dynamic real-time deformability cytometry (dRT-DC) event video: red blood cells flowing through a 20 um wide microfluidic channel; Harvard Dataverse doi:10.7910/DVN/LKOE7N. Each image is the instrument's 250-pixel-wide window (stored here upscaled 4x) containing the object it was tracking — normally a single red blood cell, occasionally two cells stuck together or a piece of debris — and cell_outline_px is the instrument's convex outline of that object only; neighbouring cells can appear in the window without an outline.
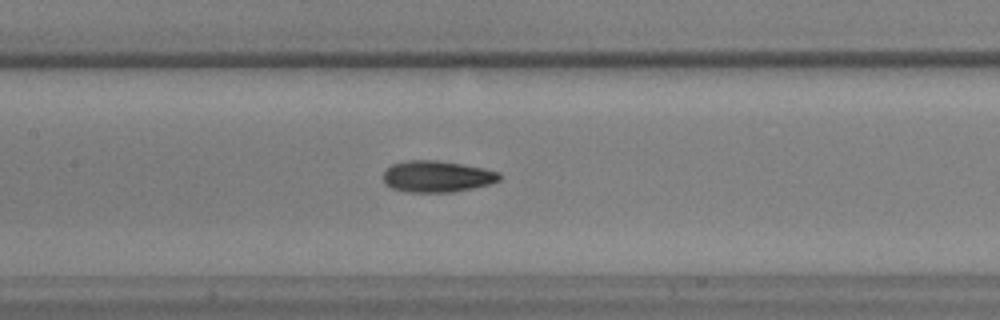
{"species": "common noctule bat (a hibernating species)", "species_latin": "Nyctalus noctula", "temperature_condition": "warm", "stored_images_in_passage": 45, "camera_frame_rate_fps": 3000, "um_per_image_px": 0.085, "animal": {"sex": "male", "body_mass_g": 17.9, "forearm_length_mm": 54.2}, "frame": {"image": 1, "passage_image": 19, "time_ms": 6.0, "image_size_px": [1000, 320], "cell_outline_px": [[504, 176], [500, 180], [492, 184], [452, 192], [404, 192], [392, 188], [384, 184], [384, 172], [392, 164], [404, 160], [436, 160], [484, 168], [500, 172]], "centroid_in_image_um": [37.17, 15.0], "position_along_channel_um": 170.2, "area_um2": 21.5}}
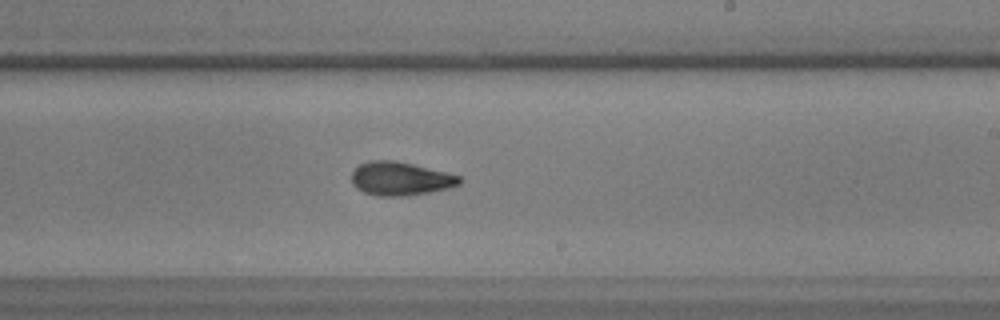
{"frame": {"image": 2, "passage_image": 25, "time_ms": 8.0, "image_size_px": [1000, 320], "cell_outline_px": [[464, 180], [460, 184], [448, 188], [428, 192], [404, 196], [376, 196], [364, 192], [356, 188], [352, 184], [352, 172], [360, 164], [368, 160], [396, 160], [448, 172], [460, 176]], "centroid_in_image_um": [34.04, 15.18], "position_along_channel_um": 255.0, "area_um2": 21.27}}
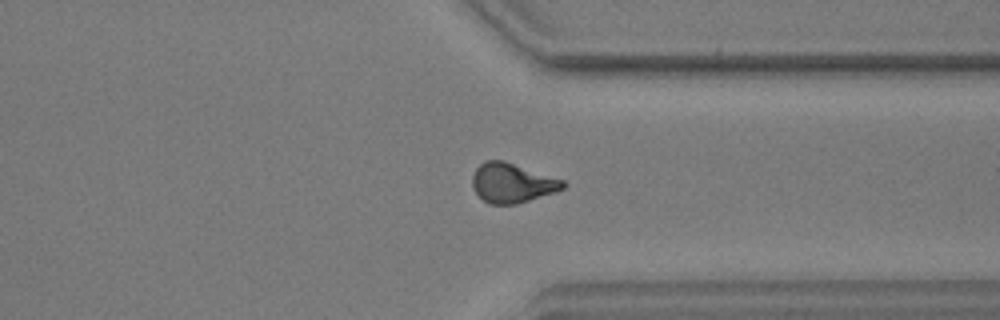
{"frame": {"image": 3, "passage_image": 33, "time_ms": 10.667, "image_size_px": [1000, 320], "cell_outline_px": [[568, 184], [564, 188], [556, 192], [516, 204], [488, 204], [472, 188], [472, 176], [476, 168], [484, 160], [504, 160], [564, 180]], "centroid_in_image_um": [43.54, 15.54], "position_along_channel_um": 367.9, "area_um2": 20.98}}